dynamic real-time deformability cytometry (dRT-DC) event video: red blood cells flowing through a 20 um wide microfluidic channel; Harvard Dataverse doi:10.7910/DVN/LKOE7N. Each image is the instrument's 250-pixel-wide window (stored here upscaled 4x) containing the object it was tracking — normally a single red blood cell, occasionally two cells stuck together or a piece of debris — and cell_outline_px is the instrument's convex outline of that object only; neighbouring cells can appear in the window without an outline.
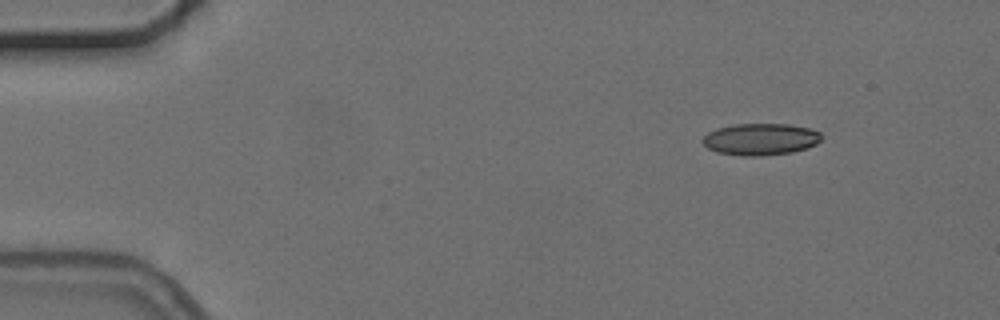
{"species": "common noctule bat (a hibernating species)", "species_latin": "Nyctalus noctula", "temperature_condition": "cold", "stored_images_in_passage": 5, "camera_frame_rate_fps": 3000, "um_per_image_px": 0.085, "animal": {"sex": "female", "body_mass_g": 24.6, "forearm_length_mm": 56.2}, "frame": {"image": 1, "passage_image": 1, "time_ms": 0.0, "image_size_px": [1000, 320], "cell_outline_px": [[824, 136], [816, 144], [808, 148], [792, 152], [764, 156], [744, 156], [716, 152], [708, 148], [700, 140], [708, 132], [716, 128], [732, 124], [788, 124], [812, 128], [820, 132]], "centroid_in_image_um": [64.66, 11.83], "position_along_channel_um": 20.3, "area_um2": 22.37}}
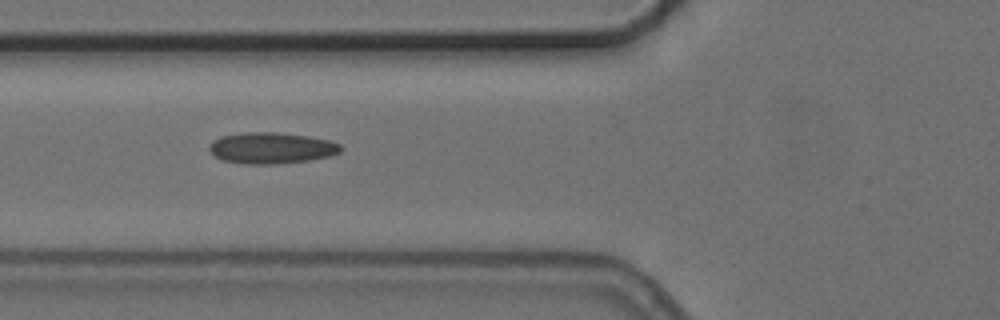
{"frame": {"image": 2, "passage_image": 4, "time_ms": 4.667, "image_size_px": [1000, 320], "cell_outline_px": [[340, 152], [328, 156], [308, 160], [276, 164], [248, 164], [220, 160], [208, 148], [220, 136], [244, 132], [276, 132], [308, 136], [328, 140], [340, 144]], "centroid_in_image_um": [23.06, 12.58], "position_along_channel_um": 102.7, "area_um2": 23.64}}
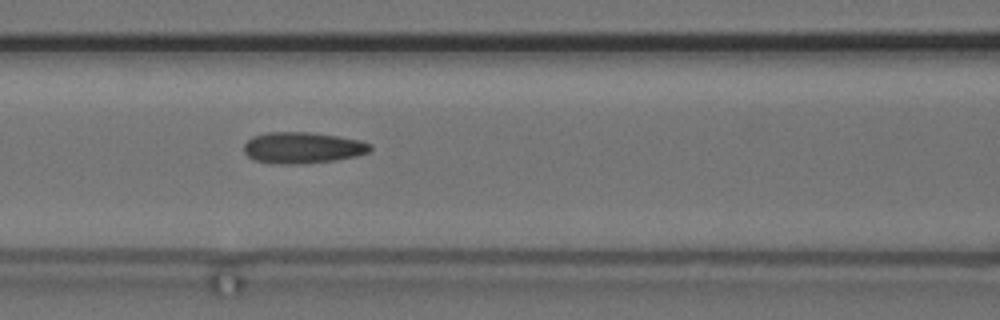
{"frame": {"image": 3, "passage_image": 5, "time_ms": 5.667, "image_size_px": [1000, 320], "cell_outline_px": [[372, 148], [368, 152], [356, 156], [336, 160], [304, 164], [272, 164], [256, 160], [248, 156], [244, 152], [244, 144], [252, 136], [268, 132], [312, 132], [360, 140], [372, 144]], "centroid_in_image_um": [25.72, 12.56], "position_along_channel_um": 140.9, "area_um2": 23.18}}